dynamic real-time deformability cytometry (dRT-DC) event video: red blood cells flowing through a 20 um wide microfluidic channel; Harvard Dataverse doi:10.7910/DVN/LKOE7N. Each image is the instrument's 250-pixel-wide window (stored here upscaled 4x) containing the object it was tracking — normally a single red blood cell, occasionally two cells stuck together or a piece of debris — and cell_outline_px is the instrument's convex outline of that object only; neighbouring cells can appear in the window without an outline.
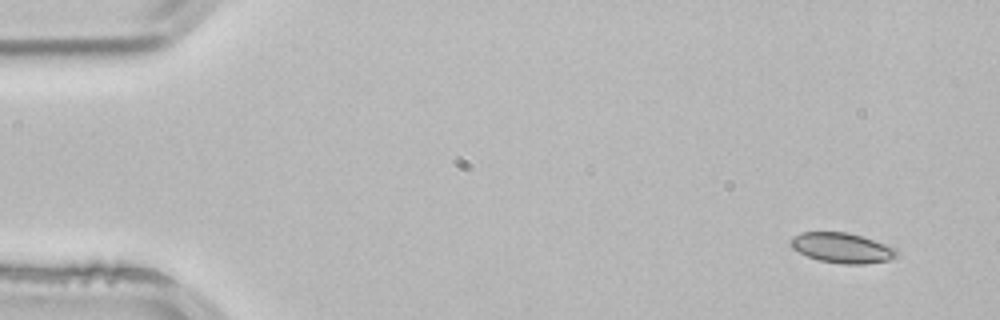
{"species": "common noctule bat (a hibernating species)", "species_latin": "Nyctalus noctula", "temperature_condition": "room temperature", "stored_images_in_passage": 4, "segment_of_instrument_passage": [1, 2], "camera_frame_rate_fps": 3000, "um_per_image_px": 0.085, "animal": {"sex": "male", "body_mass_g": 21.5, "forearm_length_mm": 52.0}, "frame": {"image": 1, "passage_image": 1, "time_ms": 0.0, "image_size_px": [1000, 320], "cell_outline_px": [[896, 256], [888, 260], [864, 264], [844, 264], [820, 260], [808, 256], [792, 248], [792, 236], [800, 232], [848, 232], [896, 248]], "centroid_in_image_um": [71.55, 21.06], "position_along_channel_um": 13.4, "area_um2": 18.21}}
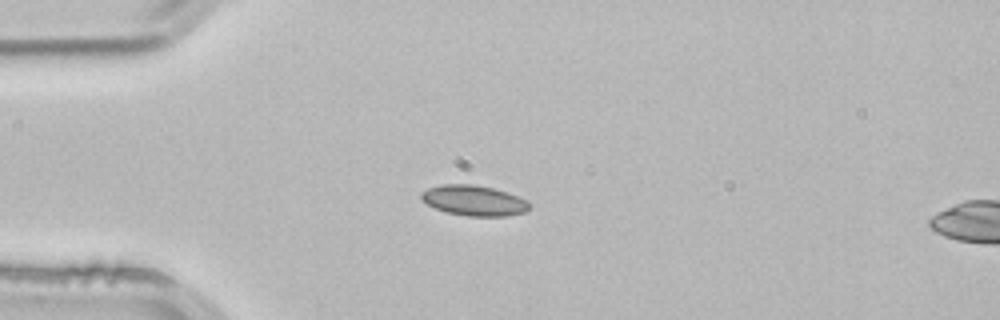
{"frame": {"image": 2, "passage_image": 3, "time_ms": 0.667, "image_size_px": [1000, 320], "cell_outline_px": [[532, 208], [528, 212], [504, 216], [468, 216], [448, 212], [436, 208], [420, 200], [420, 192], [428, 188], [440, 184], [472, 184], [492, 188], [508, 192], [524, 200]], "centroid_in_image_um": [40.26, 17.04], "position_along_channel_um": 44.7, "area_um2": 19.13}}